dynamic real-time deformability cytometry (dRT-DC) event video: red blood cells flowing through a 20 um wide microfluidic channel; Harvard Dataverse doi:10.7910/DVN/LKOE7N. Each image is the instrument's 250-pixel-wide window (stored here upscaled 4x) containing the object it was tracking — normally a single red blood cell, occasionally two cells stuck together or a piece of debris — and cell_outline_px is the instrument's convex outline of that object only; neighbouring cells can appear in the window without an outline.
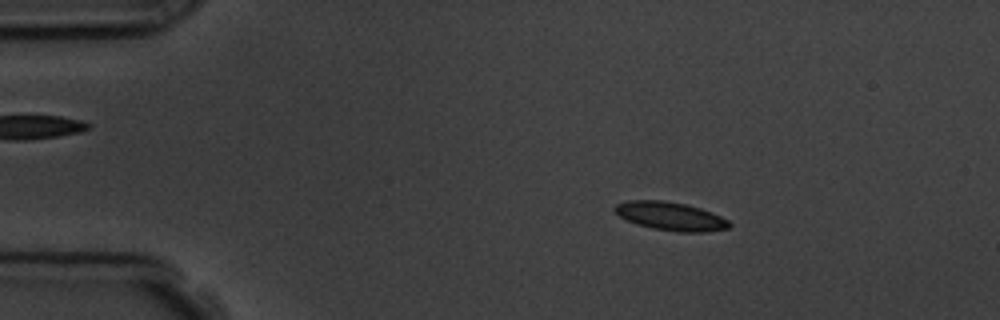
{"species": "common noctule bat (a hibernating species)", "species_latin": "Nyctalus noctula", "temperature_condition": "room temperature", "stored_images_in_passage": 4, "camera_frame_rate_fps": 3000, "um_per_image_px": 0.085, "animal": {"sex": "male", "body_mass_g": 19.5, "forearm_length_mm": 54.6}, "frame": {"image": 1, "passage_image": 2, "time_ms": 1.333, "image_size_px": [1000, 320], "cell_outline_px": [[732, 224], [728, 228], [708, 232], [676, 232], [652, 228], [636, 224], [620, 216], [612, 208], [616, 204], [628, 200], [660, 200], [684, 204], [700, 208], [712, 212], [728, 220]], "centroid_in_image_um": [57.0, 18.38], "position_along_channel_um": 28.0, "area_um2": 18.96}}
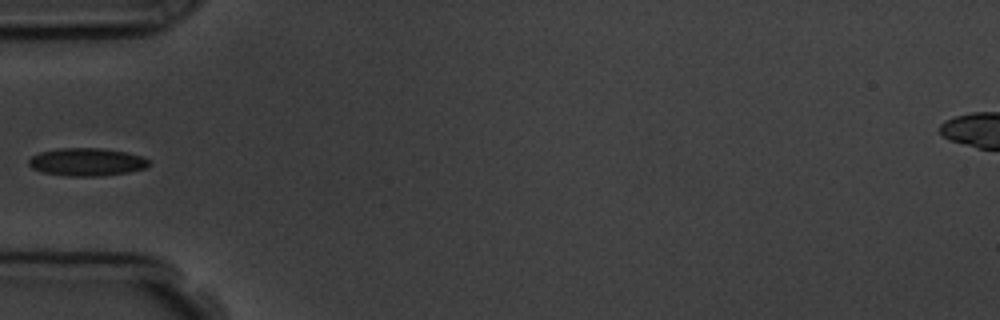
{"frame": {"image": 2, "passage_image": 4, "time_ms": 4.333, "image_size_px": [1000, 320], "cell_outline_px": [[148, 164], [144, 168], [128, 172], [100, 176], [72, 176], [44, 172], [32, 168], [28, 164], [28, 160], [32, 156], [40, 152], [60, 148], [100, 148], [128, 152], [140, 156], [148, 160]], "centroid_in_image_um": [7.36, 13.76], "position_along_channel_um": 77.6, "area_um2": 19.25}}